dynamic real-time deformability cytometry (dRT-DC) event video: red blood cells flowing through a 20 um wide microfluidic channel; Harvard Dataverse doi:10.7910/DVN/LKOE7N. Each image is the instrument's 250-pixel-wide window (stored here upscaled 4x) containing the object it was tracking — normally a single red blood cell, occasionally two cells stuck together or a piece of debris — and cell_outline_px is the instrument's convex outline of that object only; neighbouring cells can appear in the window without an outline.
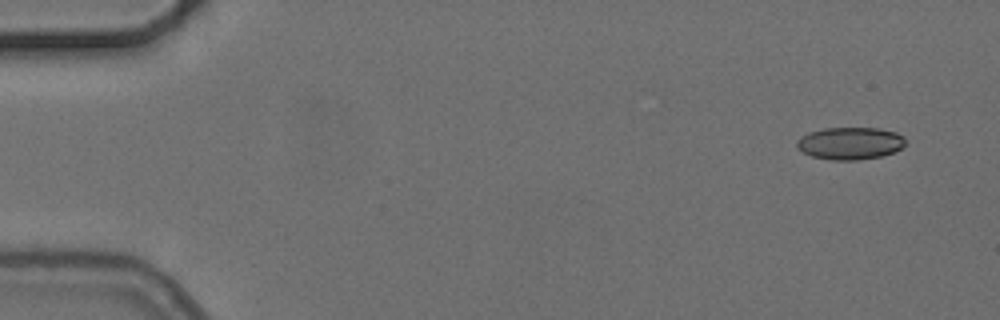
{"species": "common noctule bat (a hibernating species)", "species_latin": "Nyctalus noctula", "temperature_condition": "cold", "stored_images_in_passage": 6, "camera_frame_rate_fps": 3000, "um_per_image_px": 0.085, "animal": {"sex": "female", "body_mass_g": 24.6, "forearm_length_mm": 56.2}, "frame": {"image": 1, "passage_image": 1, "time_ms": 0.0, "image_size_px": [1000, 320], "cell_outline_px": [[904, 144], [900, 148], [892, 152], [880, 156], [856, 160], [832, 160], [812, 156], [796, 148], [796, 140], [800, 136], [808, 132], [824, 128], [880, 128], [896, 132], [904, 136]], "centroid_in_image_um": [72.21, 12.17], "position_along_channel_um": 12.8, "area_um2": 20.46}}
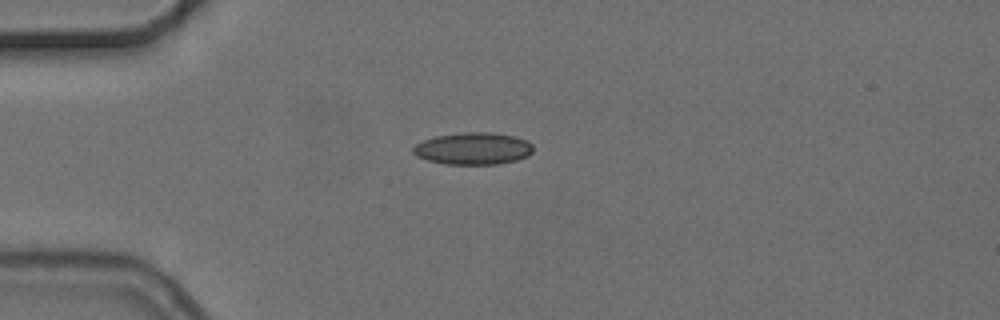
{"frame": {"image": 2, "passage_image": 4, "time_ms": 3.667, "image_size_px": [1000, 320], "cell_outline_px": [[532, 152], [528, 156], [516, 160], [496, 164], [444, 164], [428, 160], [416, 156], [412, 152], [412, 148], [416, 144], [424, 140], [436, 136], [464, 132], [492, 132], [512, 136], [528, 140], [532, 144]], "centroid_in_image_um": [40.21, 12.62], "position_along_channel_um": 44.8, "area_um2": 22.43}}
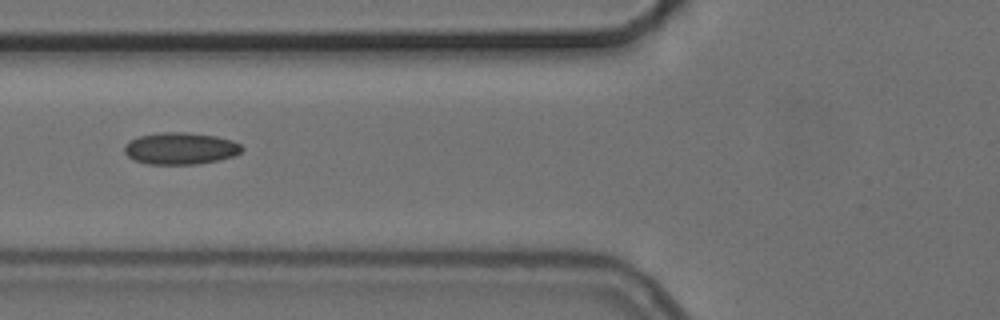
{"frame": {"image": 3, "passage_image": 6, "time_ms": 6.0, "image_size_px": [1000, 320], "cell_outline_px": [[244, 148], [240, 152], [232, 156], [216, 160], [196, 164], [148, 164], [136, 160], [128, 156], [124, 152], [124, 148], [132, 140], [140, 136], [160, 132], [188, 132], [216, 136], [232, 140], [240, 144]], "centroid_in_image_um": [15.36, 12.61], "position_along_channel_um": 110.4, "area_um2": 21.56}}